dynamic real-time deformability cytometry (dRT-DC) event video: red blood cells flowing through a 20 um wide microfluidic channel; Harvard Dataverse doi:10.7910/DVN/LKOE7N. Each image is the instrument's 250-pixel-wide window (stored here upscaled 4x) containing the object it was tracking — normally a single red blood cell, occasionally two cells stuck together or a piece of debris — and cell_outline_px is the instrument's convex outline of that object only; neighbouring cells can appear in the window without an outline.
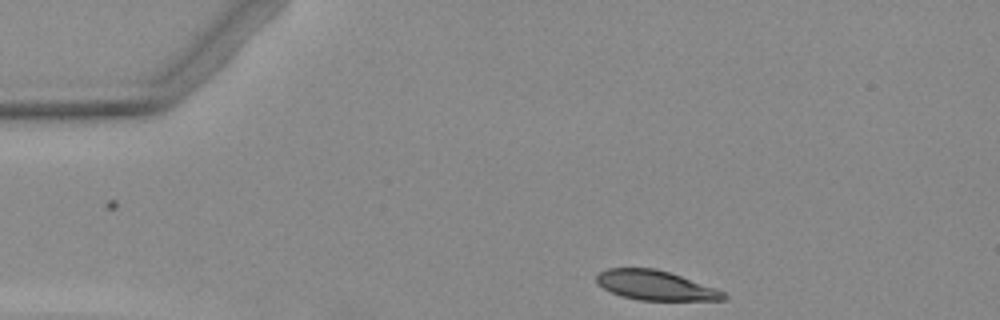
{"species": "Egyptian fruit bat (a non-hibernating species)", "species_latin": "Rousettus aegyptiacus", "temperature_condition": "warm", "stored_images_in_passage": 4, "camera_frame_rate_fps": 3000, "um_per_image_px": 0.085, "animal": {"sex": "female"}, "frame": {"image": 1, "passage_image": 1, "time_ms": 0.0, "image_size_px": [1000, 320], "cell_outline_px": [[728, 296], [724, 300], [640, 300], [624, 296], [612, 292], [604, 288], [596, 280], [596, 276], [600, 272], [608, 268], [656, 268], [716, 288], [724, 292]], "centroid_in_image_um": [55.74, 24.25], "position_along_channel_um": 29.3, "area_um2": 21.56}}
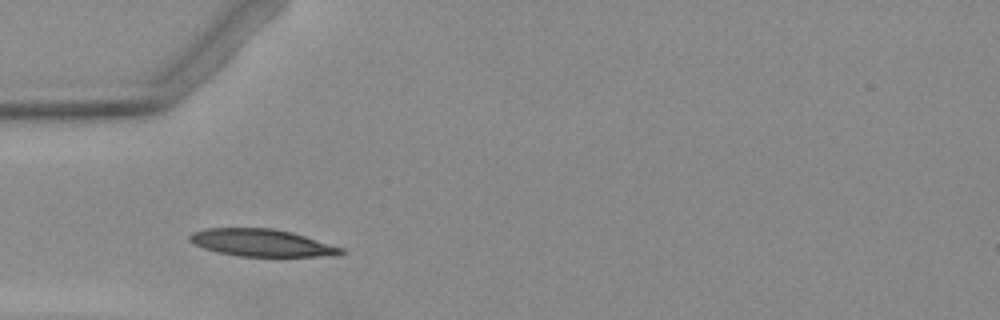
{"frame": {"image": 2, "passage_image": 3, "time_ms": 2.333, "image_size_px": [1000, 320], "cell_outline_px": [[344, 252], [316, 256], [240, 256], [216, 252], [192, 244], [188, 240], [188, 236], [196, 232], [208, 228], [272, 228], [292, 232], [344, 248]], "centroid_in_image_um": [22.17, 20.63], "position_along_channel_um": 62.8, "area_um2": 23.7}}
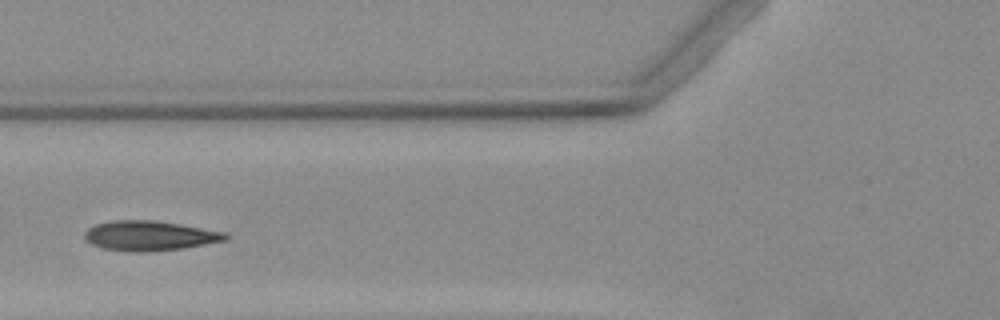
{"frame": {"image": 3, "passage_image": 4, "time_ms": 3.667, "image_size_px": [1000, 320], "cell_outline_px": [[232, 236], [228, 240], [184, 248], [104, 248], [92, 244], [84, 236], [84, 232], [88, 228], [96, 224], [112, 220], [152, 220], [180, 224], [228, 232]], "centroid_in_image_um": [12.83, 19.96], "position_along_channel_um": 113.0, "area_um2": 23.29}}